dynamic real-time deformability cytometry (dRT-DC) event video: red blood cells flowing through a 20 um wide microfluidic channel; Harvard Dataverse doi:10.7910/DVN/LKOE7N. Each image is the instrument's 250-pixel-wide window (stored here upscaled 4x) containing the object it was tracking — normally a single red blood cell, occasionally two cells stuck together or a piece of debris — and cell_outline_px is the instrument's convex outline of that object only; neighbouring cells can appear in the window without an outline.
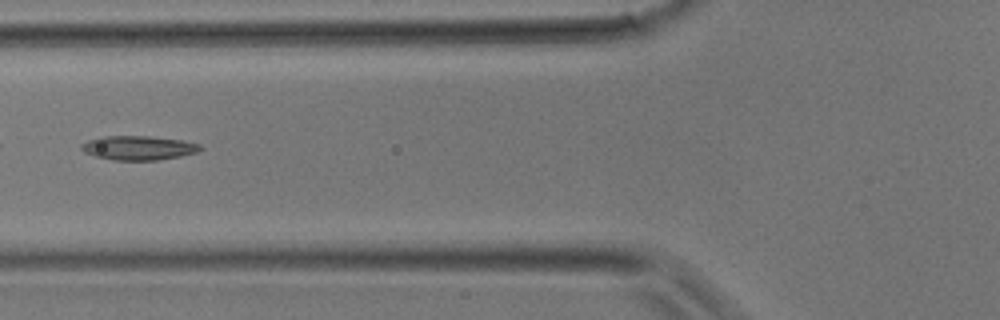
{"species": "common noctule bat (a hibernating species)", "species_latin": "Nyctalus noctula", "temperature_condition": "room temperature", "stored_images_in_passage": 27, "camera_frame_rate_fps": 3000, "um_per_image_px": 0.085, "animal": {"sex": "male", "body_mass_g": 17.9}, "frame": {"image": 1, "passage_image": 8, "time_ms": 2.333, "image_size_px": [1000, 320], "cell_outline_px": [[204, 148], [196, 152], [180, 156], [156, 160], [112, 160], [96, 156], [84, 152], [80, 148], [80, 144], [88, 140], [100, 136], [148, 136], [180, 140], [200, 144]], "centroid_in_image_um": [11.73, 12.56], "position_along_channel_um": 114.1, "area_um2": 16.7}}
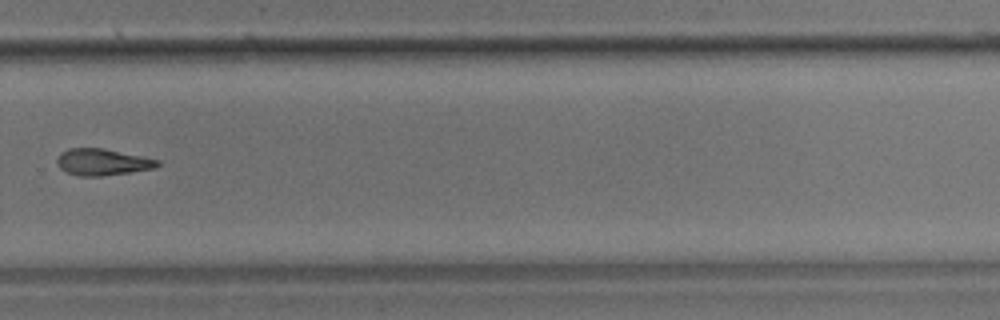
{"frame": {"image": 2, "passage_image": 20, "time_ms": 6.333, "image_size_px": [1000, 320], "cell_outline_px": [[160, 164], [156, 168], [132, 172], [100, 176], [80, 176], [68, 172], [60, 168], [56, 164], [56, 160], [68, 148], [104, 148], [160, 160]], "centroid_in_image_um": [8.74, 13.78], "position_along_channel_um": 321.1, "area_um2": 15.49}}